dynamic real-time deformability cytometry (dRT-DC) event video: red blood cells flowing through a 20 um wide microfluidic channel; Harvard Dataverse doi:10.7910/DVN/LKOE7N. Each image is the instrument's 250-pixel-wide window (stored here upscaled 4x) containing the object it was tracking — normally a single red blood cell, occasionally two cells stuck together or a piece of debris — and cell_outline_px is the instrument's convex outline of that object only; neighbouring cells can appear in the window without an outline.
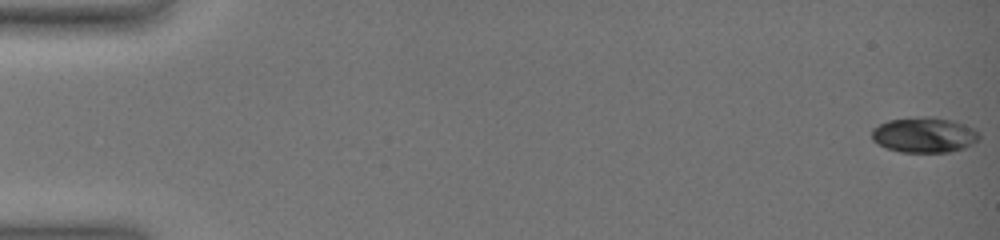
{"species": "common noctule bat (a hibernating species)", "species_latin": "Nyctalus noctula", "temperature_condition": "warm", "stored_images_in_passage": 78, "camera_frame_rate_fps": 3000, "um_per_image_px": 0.085, "animal": {"sex": "female", "body_mass_g": 19.0, "forearm_length_mm": 51.5}, "frame": {"image": 1, "passage_image": 1, "time_ms": 0.0, "image_size_px": [1000, 240], "cell_outline_px": [[980, 140], [964, 148], [948, 152], [900, 152], [888, 148], [872, 140], [872, 128], [888, 120], [924, 116], [932, 116], [952, 120], [964, 124], [980, 132]], "centroid_in_image_um": [78.59, 11.46], "position_along_channel_um": 6.4, "area_um2": 22.2}}
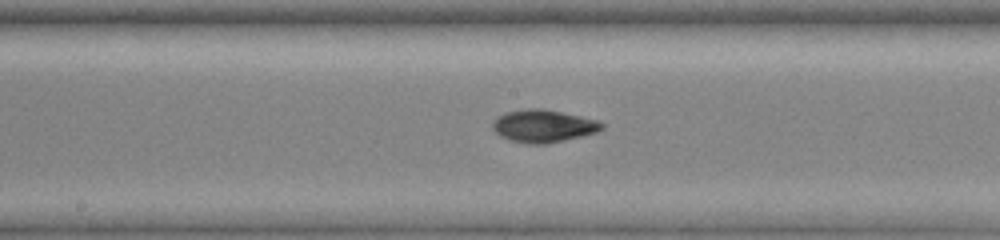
{"frame": {"image": 2, "passage_image": 47, "time_ms": 10.333, "image_size_px": [1000, 240], "cell_outline_px": [[604, 128], [596, 132], [584, 136], [548, 144], [528, 144], [508, 140], [500, 136], [492, 128], [492, 120], [496, 116], [504, 112], [528, 108], [544, 108], [580, 116], [596, 120], [604, 124]], "centroid_in_image_um": [46.15, 10.71], "position_along_channel_um": 202.1, "area_um2": 21.1}}
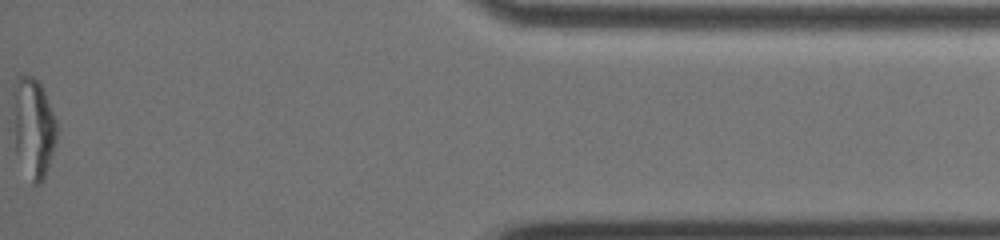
{"frame": {"image": 3, "passage_image": 77, "time_ms": 18.333, "image_size_px": [1000, 240], "cell_outline_px": [[56, 140], [48, 168], [40, 184], [32, 184], [16, 152], [12, 120], [12, 88], [16, 76], [32, 76], [44, 88], [56, 120]], "centroid_in_image_um": [2.8, 10.78], "position_along_channel_um": 432.4, "area_um2": 25.78}, "authors_computed_cell_mechanics": {"area_um2": 20.6924, "velocity_mm_per_s": 3.5816, "shape_relaxation_time_tau1_ms": null, "shape_relaxation_time_tau2_ms": 0.3372, "deformation_change_tau1": null, "deformation_change_tau2": 0.0308}}